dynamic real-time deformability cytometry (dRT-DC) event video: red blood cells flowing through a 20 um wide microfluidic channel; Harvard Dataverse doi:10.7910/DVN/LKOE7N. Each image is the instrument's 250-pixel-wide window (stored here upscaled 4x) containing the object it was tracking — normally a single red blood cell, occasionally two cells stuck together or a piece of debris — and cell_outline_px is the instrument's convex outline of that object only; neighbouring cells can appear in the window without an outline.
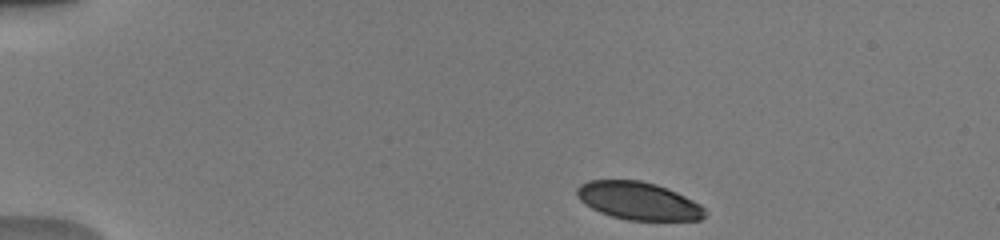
{"species": "human", "species_latin": "Homo sapiens", "temperature_condition": "warm", "stored_images_in_passage": 43, "camera_frame_rate_fps": 3000, "um_per_image_px": 0.085, "donor": {"sex": "male"}, "frame": {"image": 1, "passage_image": 1, "time_ms": 0.0, "image_size_px": [1000, 240], "cell_outline_px": [[708, 212], [700, 220], [628, 220], [612, 216], [600, 212], [584, 204], [576, 196], [576, 188], [580, 184], [588, 180], [640, 180], [656, 184], [668, 188], [700, 204]], "centroid_in_image_um": [54.25, 17.07], "position_along_channel_um": 30.8, "area_um2": 28.26}}
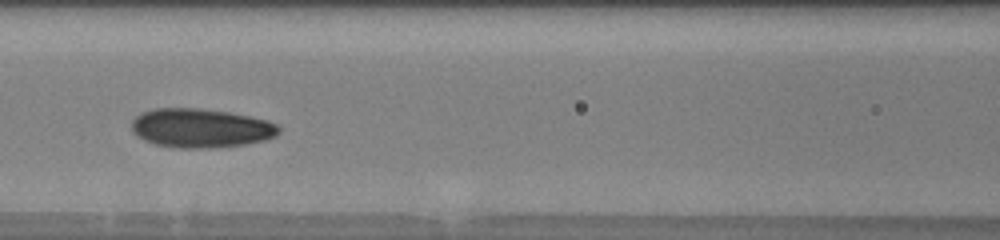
{"frame": {"image": 2, "passage_image": 16, "time_ms": 5.0, "image_size_px": [1000, 240], "cell_outline_px": [[280, 132], [276, 136], [264, 140], [244, 144], [212, 148], [180, 148], [156, 144], [144, 140], [136, 136], [132, 132], [132, 120], [140, 112], [156, 108], [200, 108], [228, 112], [268, 120], [276, 124], [280, 128]], "centroid_in_image_um": [17.05, 10.88], "position_along_channel_um": 149.6, "area_um2": 33.58}}
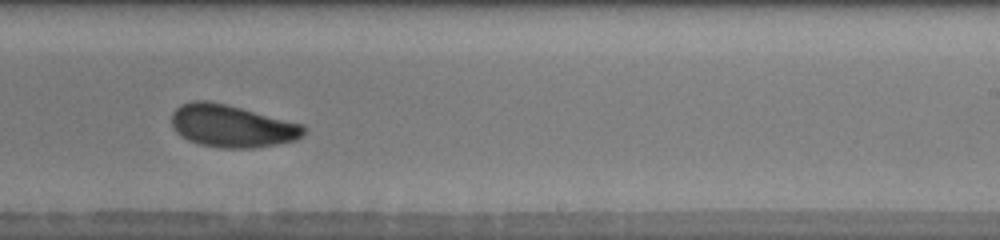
{"frame": {"image": 3, "passage_image": 25, "time_ms": 8.0, "image_size_px": [1000, 240], "cell_outline_px": [[304, 136], [296, 140], [256, 148], [220, 148], [200, 144], [188, 140], [180, 136], [172, 128], [172, 112], [180, 104], [192, 100], [208, 100], [228, 104], [304, 124]], "centroid_in_image_um": [19.7, 10.7], "position_along_channel_um": 269.3, "area_um2": 33.12}, "authors_computed_cell_mechanics": {"area_um2": 31.7322, "velocity_mm_per_s": 4.0024, "shape_relaxation_time_tau1_ms": 3.5526, "shape_relaxation_time_tau2_ms": 2.4473, "deformation_change_tau1": 0.1158, "deformation_change_tau2": 0.0784}}